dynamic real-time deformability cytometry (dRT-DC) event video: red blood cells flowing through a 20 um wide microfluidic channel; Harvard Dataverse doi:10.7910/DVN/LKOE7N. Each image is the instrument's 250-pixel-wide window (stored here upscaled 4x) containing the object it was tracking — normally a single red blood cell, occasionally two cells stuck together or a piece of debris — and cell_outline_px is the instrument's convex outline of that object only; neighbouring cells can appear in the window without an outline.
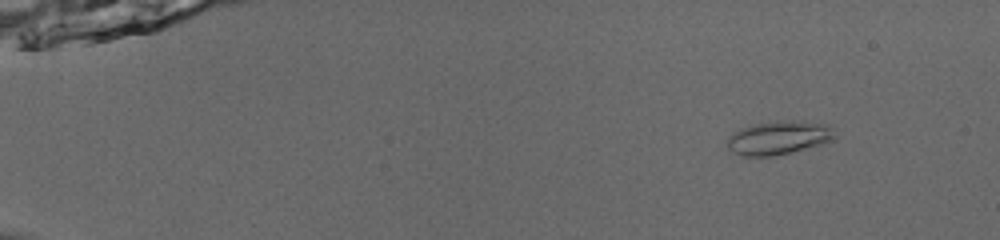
{"species": "common noctule bat (a hibernating species)", "species_latin": "Nyctalus noctula", "temperature_condition": "room temperature", "stored_images_in_passage": 54, "camera_frame_rate_fps": 3000, "um_per_image_px": 0.085, "animal": {"sex": "male", "body_mass_g": 13.0, "forearm_length_mm": 53.1}, "frame": {"image": 1, "passage_image": 7, "time_ms": 2.0, "image_size_px": [1000, 240], "cell_outline_px": [[836, 140], [792, 152], [772, 156], [744, 156], [732, 152], [728, 148], [728, 136], [732, 132], [740, 128], [756, 124], [776, 120], [792, 120], [828, 124], [832, 128], [836, 136]], "centroid_in_image_um": [66.21, 11.7], "position_along_channel_um": 18.8, "area_um2": 21.27}}
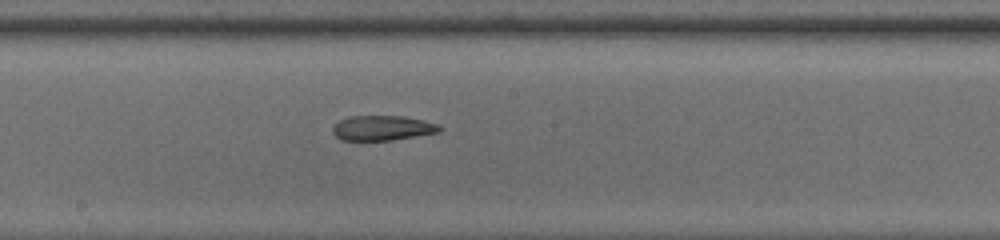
{"frame": {"image": 2, "passage_image": 32, "time_ms": 10.333, "image_size_px": [1000, 240], "cell_outline_px": [[444, 128], [440, 132], [392, 140], [340, 140], [332, 132], [332, 128], [340, 120], [348, 116], [404, 116], [424, 120], [440, 124]], "centroid_in_image_um": [32.55, 10.87], "position_along_channel_um": 215.6, "area_um2": 15.66}}
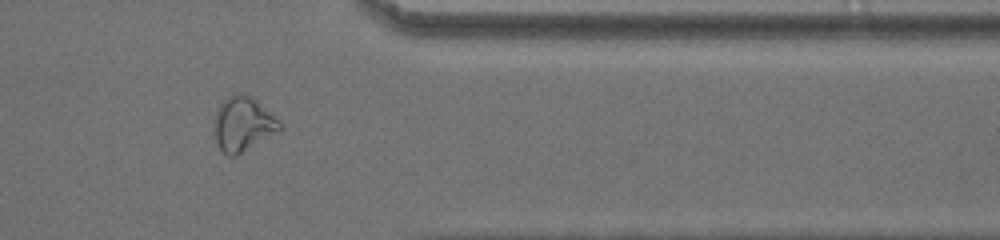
{"frame": {"image": 3, "passage_image": 46, "time_ms": 15.0, "image_size_px": [1000, 240], "cell_outline_px": [[284, 128], [280, 132], [236, 156], [228, 156], [216, 144], [216, 112], [220, 104], [228, 96], [236, 92], [248, 96], [256, 100], [280, 120], [284, 124]], "centroid_in_image_um": [20.73, 10.56], "position_along_channel_um": 390.7, "area_um2": 20.81}, "authors_computed_cell_mechanics": {"area_um2": 17.8891, "velocity_mm_per_s": 3.8804, "shape_relaxation_time_tau1_ms": null, "shape_relaxation_time_tau2_ms": 4.4071, "deformation_change_tau1": null, "deformation_change_tau2": 0.1191}}